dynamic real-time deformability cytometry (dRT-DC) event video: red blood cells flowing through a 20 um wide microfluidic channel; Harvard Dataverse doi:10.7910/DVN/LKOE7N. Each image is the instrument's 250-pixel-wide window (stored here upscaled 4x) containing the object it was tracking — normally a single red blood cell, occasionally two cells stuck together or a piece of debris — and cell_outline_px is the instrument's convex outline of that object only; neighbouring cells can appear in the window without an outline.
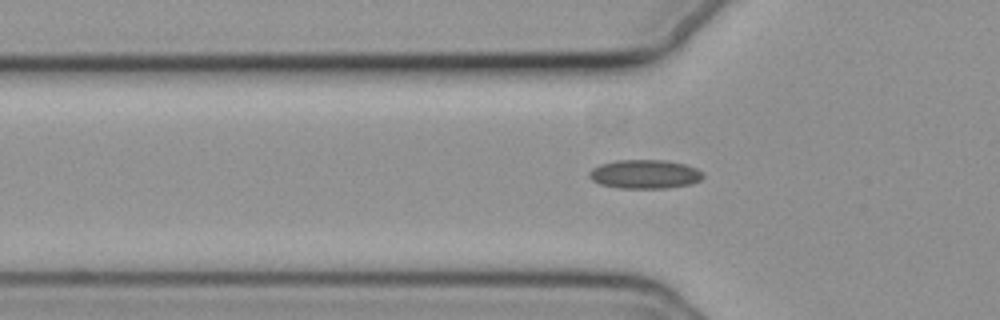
{"species": "common noctule bat (a hibernating species)", "species_latin": "Nyctalus noctula", "temperature_condition": "cold", "stored_images_in_passage": 38, "camera_frame_rate_fps": 3000, "um_per_image_px": 0.085, "animal": {"sex": "female", "body_mass_g": 19.3, "forearm_length_mm": 54.1}, "frame": {"image": 1, "passage_image": 8, "time_ms": 2.333, "image_size_px": [1000, 320], "cell_outline_px": [[704, 176], [700, 180], [692, 184], [668, 188], [616, 188], [600, 184], [592, 180], [588, 176], [588, 172], [592, 168], [600, 164], [616, 160], [664, 160], [684, 164], [696, 168]], "centroid_in_image_um": [54.77, 14.81], "position_along_channel_um": 71.0, "area_um2": 19.25}}
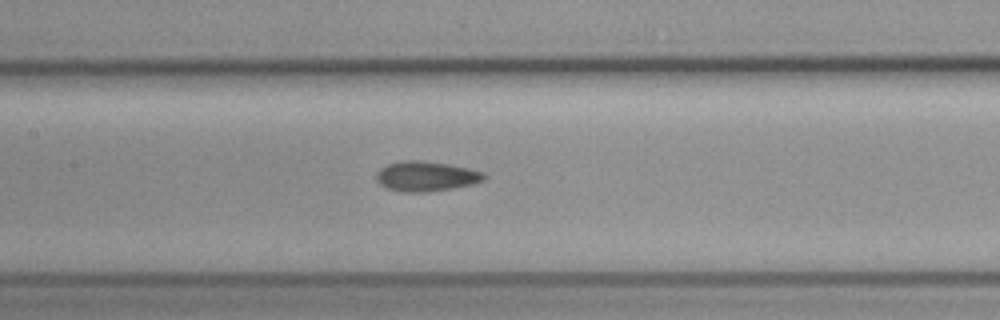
{"frame": {"image": 2, "passage_image": 16, "time_ms": 5.0, "image_size_px": [1000, 320], "cell_outline_px": [[488, 176], [484, 180], [472, 184], [452, 188], [428, 192], [400, 192], [388, 188], [380, 184], [376, 180], [376, 176], [380, 168], [388, 164], [404, 160], [420, 160], [448, 164], [468, 168], [484, 172]], "centroid_in_image_um": [36.23, 14.98], "position_along_channel_um": 171.2, "area_um2": 18.84}}
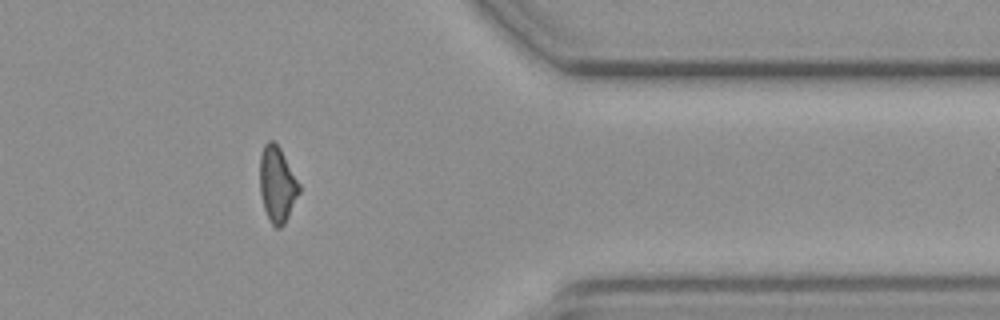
{"frame": {"image": 3, "passage_image": 35, "time_ms": 11.333, "image_size_px": [1000, 320], "cell_outline_px": [[300, 192], [284, 224], [280, 228], [276, 228], [272, 224], [264, 208], [260, 192], [260, 156], [264, 144], [268, 140], [272, 140], [280, 148], [300, 184]], "centroid_in_image_um": [23.56, 15.66], "position_along_channel_um": 387.8, "area_um2": 17.17}}